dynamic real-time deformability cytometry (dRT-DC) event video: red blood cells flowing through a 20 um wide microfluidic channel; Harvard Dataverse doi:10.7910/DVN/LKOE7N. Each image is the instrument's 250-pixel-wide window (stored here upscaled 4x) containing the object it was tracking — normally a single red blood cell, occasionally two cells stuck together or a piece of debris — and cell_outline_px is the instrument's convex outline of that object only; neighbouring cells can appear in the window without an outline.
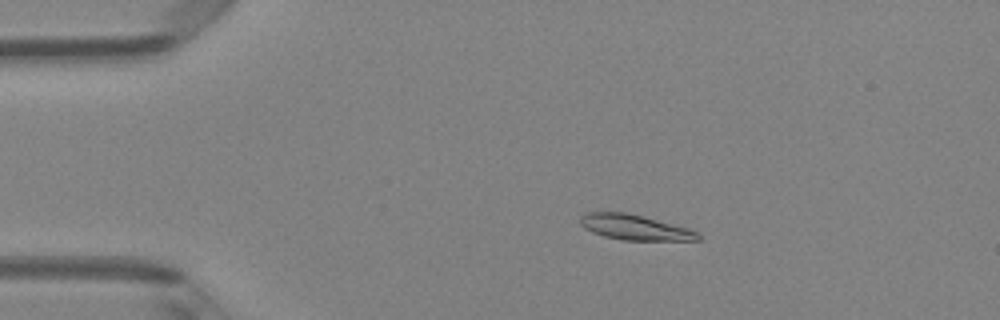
{"species": "Egyptian fruit bat (a non-hibernating species)", "species_latin": "Rousettus aegyptiacus", "temperature_condition": "room temperature", "stored_images_in_passage": 50, "camera_frame_rate_fps": 3000, "um_per_image_px": 0.085, "animal": {"sex": "female"}, "frame": {"image": 1, "passage_image": 10, "time_ms": 3.0, "image_size_px": [1000, 320], "cell_outline_px": [[700, 240], [620, 240], [604, 236], [592, 232], [584, 228], [580, 224], [580, 216], [584, 212], [628, 212], [644, 216], [688, 228], [696, 232], [700, 236]], "centroid_in_image_um": [53.91, 19.31], "position_along_channel_um": 31.1, "area_um2": 17.4}}
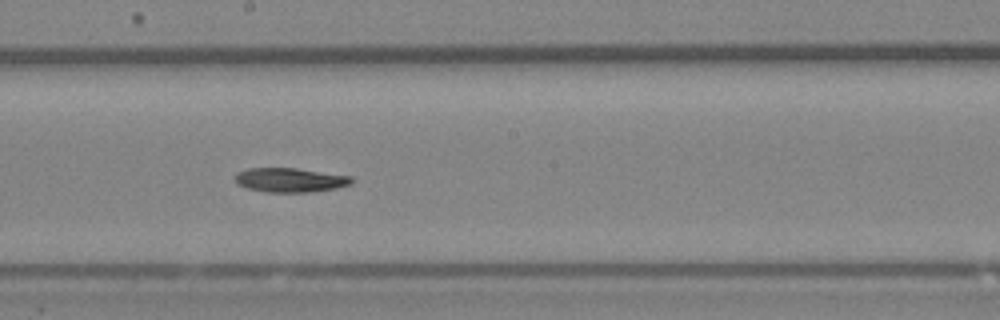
{"frame": {"image": 2, "passage_image": 28, "time_ms": 9.0, "image_size_px": [1000, 320], "cell_outline_px": [[352, 184], [336, 188], [308, 192], [268, 192], [248, 188], [236, 184], [236, 172], [248, 168], [296, 168], [352, 176]], "centroid_in_image_um": [24.66, 15.29], "position_along_channel_um": 223.5, "area_um2": 16.42}}
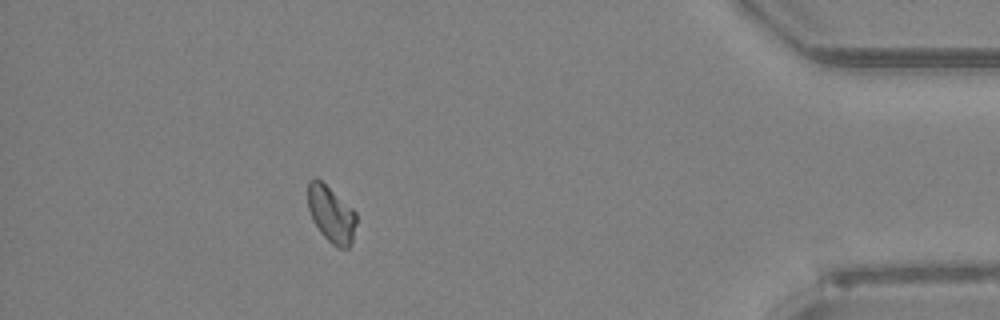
{"frame": {"image": 3, "passage_image": 45, "time_ms": 14.667, "image_size_px": [1000, 320], "cell_outline_px": [[356, 224], [352, 240], [348, 248], [336, 248], [320, 232], [312, 220], [308, 208], [308, 180], [316, 176], [352, 208], [356, 212]], "centroid_in_image_um": [28.13, 18.2], "position_along_channel_um": 407.1, "area_um2": 15.95}}